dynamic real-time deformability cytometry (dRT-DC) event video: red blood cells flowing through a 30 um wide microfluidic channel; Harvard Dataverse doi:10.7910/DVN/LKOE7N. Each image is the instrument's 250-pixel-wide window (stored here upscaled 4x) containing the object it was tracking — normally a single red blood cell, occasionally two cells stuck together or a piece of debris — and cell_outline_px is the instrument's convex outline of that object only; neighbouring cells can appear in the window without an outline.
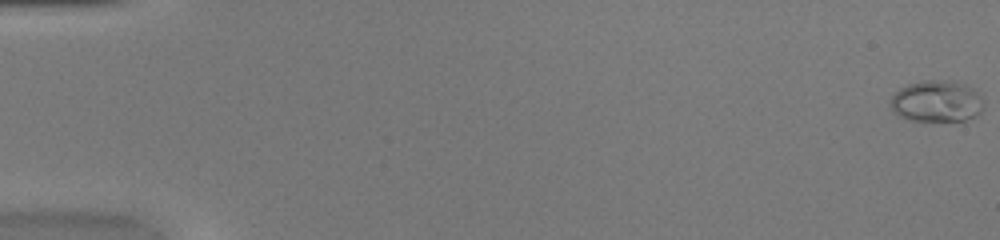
{"species": "common noctule bat (a hibernating species)", "species_latin": "Nyctalus noctula", "temperature_condition": "warm", "stored_images_in_passage": 53, "camera_frame_rate_fps": 3000, "um_per_image_px": 0.085, "animal": {"sex": "female", "body_mass_g": 20.0, "forearm_length_mm": 54.0}, "frame": {"image": 1, "passage_image": 1, "time_ms": 0.0, "image_size_px": [1000, 240], "cell_outline_px": [[984, 108], [976, 116], [964, 120], [908, 120], [900, 116], [888, 104], [892, 92], [908, 84], [924, 80], [956, 80], [972, 88], [984, 100]], "centroid_in_image_um": [79.6, 8.58], "position_along_channel_um": 5.4, "area_um2": 22.77}}
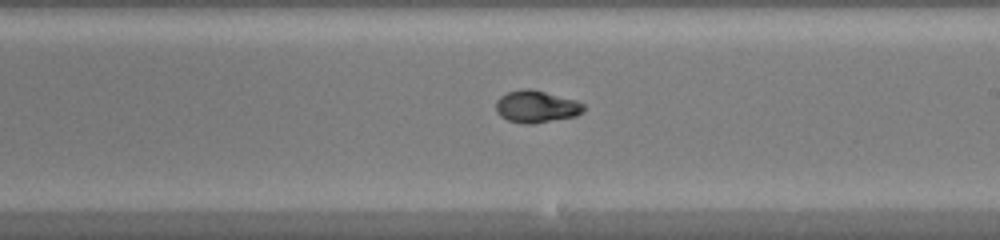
{"frame": {"image": 2, "passage_image": 32, "time_ms": 10.333, "image_size_px": [1000, 240], "cell_outline_px": [[584, 112], [576, 116], [532, 124], [524, 124], [508, 120], [500, 116], [496, 112], [496, 100], [500, 96], [508, 92], [524, 88], [532, 88], [576, 100], [584, 104]], "centroid_in_image_um": [45.58, 9.05], "position_along_channel_um": 243.4, "area_um2": 16.59}}
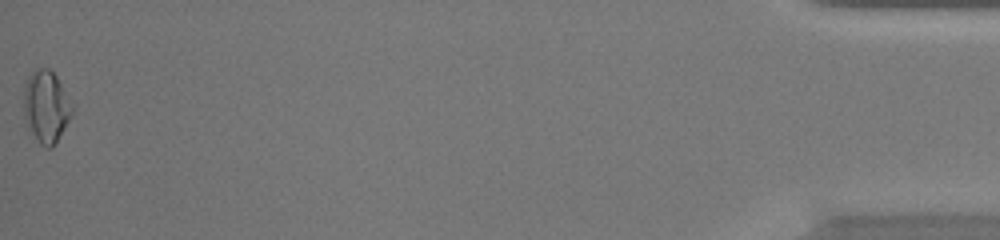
{"frame": {"image": 3, "passage_image": 53, "time_ms": 17.333, "image_size_px": [1000, 240], "cell_outline_px": [[72, 112], [64, 128], [52, 148], [44, 148], [40, 144], [28, 128], [24, 116], [24, 84], [28, 76], [36, 68], [48, 68], [56, 76], [72, 104]], "centroid_in_image_um": [3.89, 9.06], "position_along_channel_um": 431.3, "area_um2": 20.06}, "authors_computed_cell_mechanics": {"area_um2": 16.5886, "velocity_mm_per_s": 4.035, "shape_relaxation_time_tau1_ms": null, "shape_relaxation_time_tau2_ms": 1.3024, "deformation_change_tau1": null, "deformation_change_tau2": 0.0276}}